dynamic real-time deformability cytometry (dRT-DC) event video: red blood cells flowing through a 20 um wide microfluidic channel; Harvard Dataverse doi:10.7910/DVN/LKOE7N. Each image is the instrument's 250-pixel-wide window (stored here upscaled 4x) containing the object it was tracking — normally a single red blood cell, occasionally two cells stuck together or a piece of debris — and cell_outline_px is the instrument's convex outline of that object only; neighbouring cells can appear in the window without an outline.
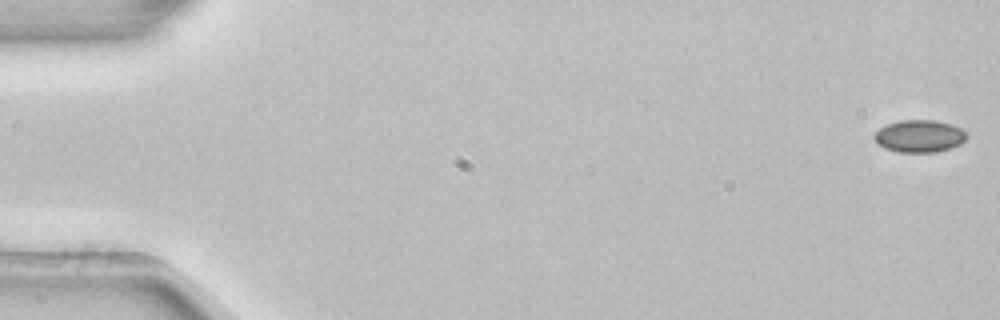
{"species": "common noctule bat (a hibernating species)", "species_latin": "Nyctalus noctula", "temperature_condition": "room temperature", "stored_images_in_passage": 54, "camera_frame_rate_fps": 3000, "um_per_image_px": 0.085, "animal": {"sex": "female", "body_mass_g": 22.7, "forearm_length_mm": 54.2}, "frame": {"image": 1, "passage_image": 1, "time_ms": 0.0, "image_size_px": [1000, 320], "cell_outline_px": [[968, 136], [960, 144], [936, 152], [900, 152], [884, 148], [876, 144], [872, 136], [880, 128], [888, 124], [900, 120], [932, 120], [952, 124], [960, 128]], "centroid_in_image_um": [78.11, 11.57], "position_along_channel_um": 6.9, "area_um2": 17.34}}
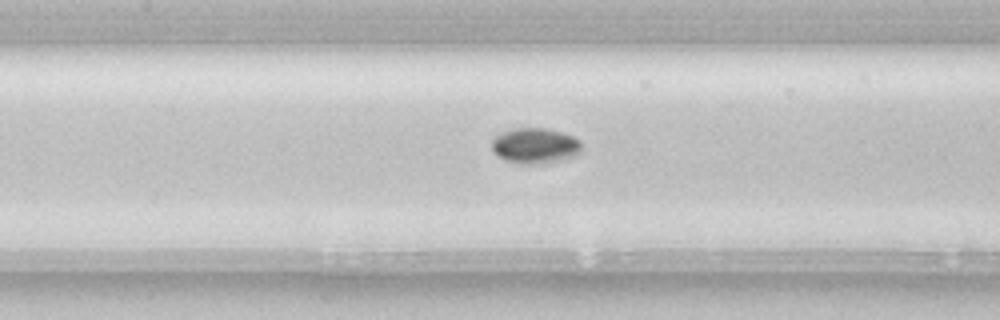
{"frame": {"image": 2, "passage_image": 25, "time_ms": 8.0, "image_size_px": [1000, 320], "cell_outline_px": [[580, 152], [576, 156], [544, 164], [520, 164], [504, 160], [496, 156], [492, 152], [492, 140], [496, 136], [504, 132], [516, 128], [544, 128], [560, 132], [572, 136], [580, 140]], "centroid_in_image_um": [45.46, 12.41], "position_along_channel_um": 161.9, "area_um2": 18.67}}
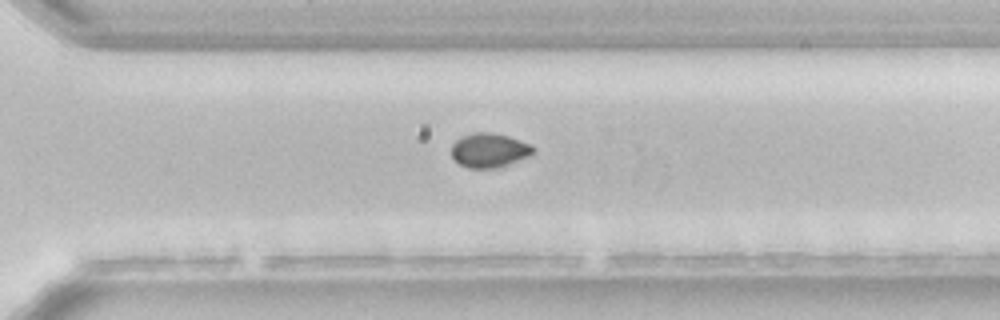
{"frame": {"image": 3, "passage_image": 38, "time_ms": 12.333, "image_size_px": [1000, 320], "cell_outline_px": [[536, 152], [528, 156], [508, 164], [496, 168], [468, 168], [460, 164], [452, 156], [452, 144], [460, 136], [476, 132], [488, 132], [508, 136], [532, 144], [536, 148]], "centroid_in_image_um": [41.61, 12.76], "position_along_channel_um": 329.0, "area_um2": 16.36}, "authors_computed_cell_mechanics": {"area_um2": 17.3111, "velocity_mm_per_s": 3.8654, "shape_relaxation_time_tau1_ms": 2.4628, "shape_relaxation_time_tau2_ms": null, "deformation_change_tau1": 0.0368, "deformation_change_tau2": null}}